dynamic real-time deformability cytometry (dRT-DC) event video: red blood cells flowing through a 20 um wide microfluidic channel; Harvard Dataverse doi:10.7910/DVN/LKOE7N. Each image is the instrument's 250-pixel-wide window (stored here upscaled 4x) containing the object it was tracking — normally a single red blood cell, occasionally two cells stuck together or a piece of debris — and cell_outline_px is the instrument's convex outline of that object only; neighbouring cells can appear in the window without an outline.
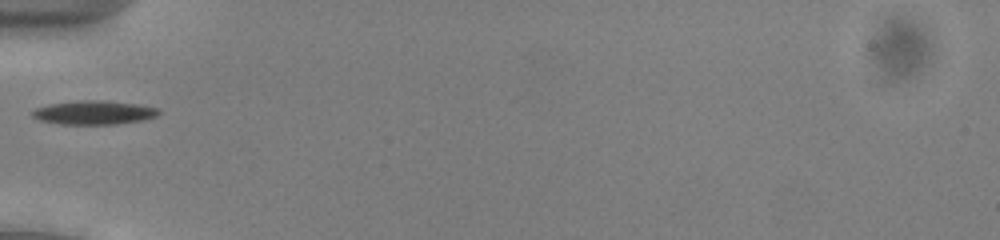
{"species": "common noctule bat (a hibernating species)", "species_latin": "Nyctalus noctula", "temperature_condition": "cold", "stored_images_in_passage": 34, "camera_frame_rate_fps": 3000, "um_per_image_px": 0.085, "animal": {"sex": "male", "body_mass_g": 13.0, "forearm_length_mm": 53.1}, "frame": {"image": 1, "passage_image": 1, "time_ms": 0.0, "image_size_px": [1000, 240], "cell_outline_px": [[160, 112], [156, 116], [140, 120], [116, 124], [60, 124], [40, 120], [32, 116], [32, 112], [36, 108], [52, 104], [84, 100], [96, 100], [136, 104], [160, 108]], "centroid_in_image_um": [8.0, 9.57], "position_along_channel_um": 77.0, "area_um2": 17.17}}
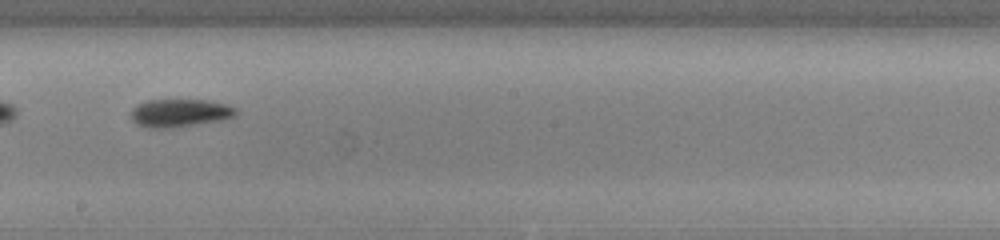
{"frame": {"image": 2, "passage_image": 13, "time_ms": 4.0, "image_size_px": [1000, 240], "cell_outline_px": [[236, 116], [224, 120], [172, 128], [148, 128], [136, 124], [132, 120], [132, 108], [136, 104], [148, 100], [208, 100], [224, 104], [236, 108]], "centroid_in_image_um": [15.28, 9.61], "position_along_channel_um": 232.9, "area_um2": 17.22}}
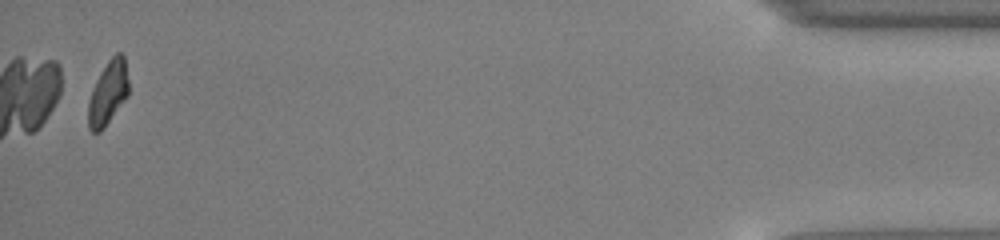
{"frame": {"image": 3, "passage_image": 34, "time_ms": 11.0, "image_size_px": [1000, 240], "cell_outline_px": [[128, 96], [104, 128], [100, 132], [92, 132], [88, 128], [88, 104], [92, 88], [100, 72], [108, 60], [116, 52], [120, 52], [124, 56], [128, 80]], "centroid_in_image_um": [9.18, 7.9], "position_along_channel_um": 426.0, "area_um2": 15.09}, "authors_computed_cell_mechanics": {"area_um2": 16.4152, "velocity_mm_per_s": 3.9027, "shape_relaxation_time_tau1_ms": 2.7098, "shape_relaxation_time_tau2_ms": null, "deformation_change_tau1": 0.0944, "deformation_change_tau2": null}}